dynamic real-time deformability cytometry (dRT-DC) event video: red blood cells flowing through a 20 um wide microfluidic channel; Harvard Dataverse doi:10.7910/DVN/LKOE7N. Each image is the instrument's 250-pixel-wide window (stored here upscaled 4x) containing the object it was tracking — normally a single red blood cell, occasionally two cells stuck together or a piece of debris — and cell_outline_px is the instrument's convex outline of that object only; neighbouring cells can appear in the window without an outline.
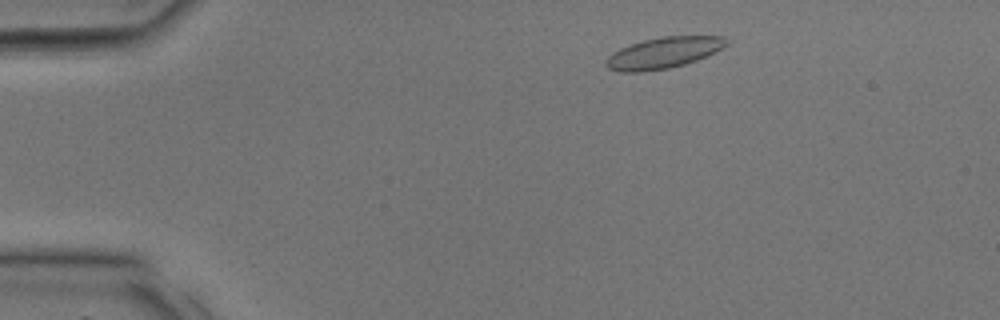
{"species": "common noctule bat (a hibernating species)", "species_latin": "Nyctalus noctula", "temperature_condition": "room temperature", "stored_images_in_passage": 33, "camera_frame_rate_fps": 3000, "um_per_image_px": 0.085, "animal": {"sex": "male", "body_mass_g": 17.9, "forearm_length_mm": 54.2}, "frame": {"image": 1, "passage_image": 3, "time_ms": 0.667, "image_size_px": [1000, 320], "cell_outline_px": [[728, 44], [696, 60], [684, 64], [668, 68], [644, 72], [620, 72], [608, 68], [604, 64], [604, 60], [612, 52], [620, 48], [644, 40], [660, 36], [724, 36], [728, 40]], "centroid_in_image_um": [56.33, 4.49], "position_along_channel_um": 28.7, "area_um2": 21.73}}
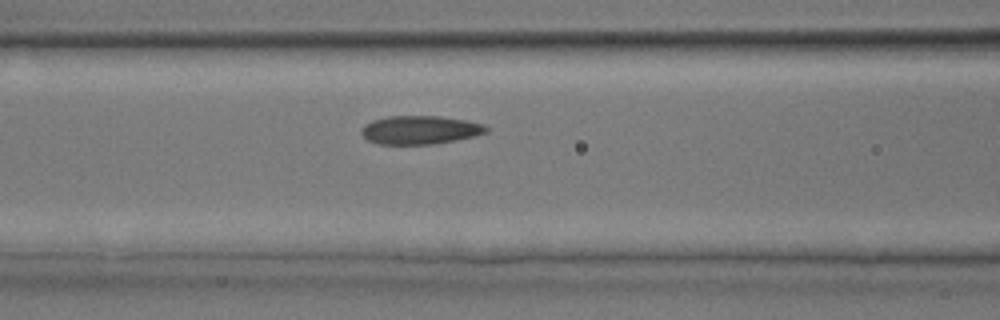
{"frame": {"image": 2, "passage_image": 12, "time_ms": 3.667, "image_size_px": [1000, 320], "cell_outline_px": [[488, 132], [476, 136], [456, 140], [432, 144], [376, 144], [368, 140], [360, 132], [360, 128], [364, 124], [372, 120], [388, 116], [440, 116], [468, 120], [484, 124], [488, 128]], "centroid_in_image_um": [35.71, 11.04], "position_along_channel_um": 130.9, "area_um2": 20.98}}
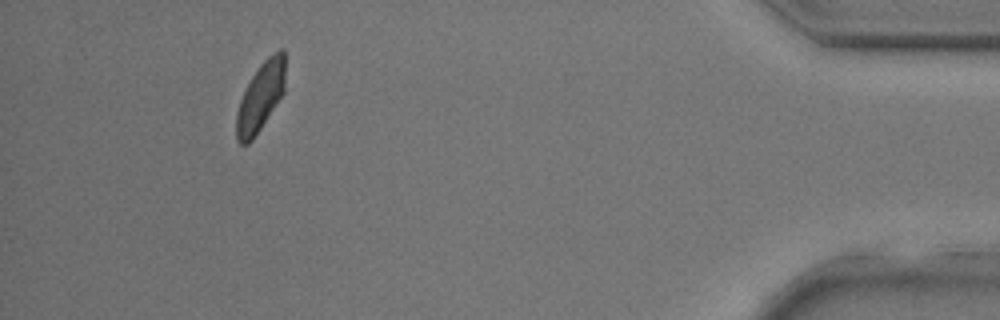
{"frame": {"image": 3, "passage_image": 30, "time_ms": 9.667, "image_size_px": [1000, 320], "cell_outline_px": [[284, 92], [252, 140], [248, 144], [240, 144], [236, 140], [236, 116], [240, 100], [252, 76], [260, 64], [268, 56], [280, 48], [284, 48]], "centroid_in_image_um": [22.14, 8.22], "position_along_channel_um": 413.1, "area_um2": 19.19}}